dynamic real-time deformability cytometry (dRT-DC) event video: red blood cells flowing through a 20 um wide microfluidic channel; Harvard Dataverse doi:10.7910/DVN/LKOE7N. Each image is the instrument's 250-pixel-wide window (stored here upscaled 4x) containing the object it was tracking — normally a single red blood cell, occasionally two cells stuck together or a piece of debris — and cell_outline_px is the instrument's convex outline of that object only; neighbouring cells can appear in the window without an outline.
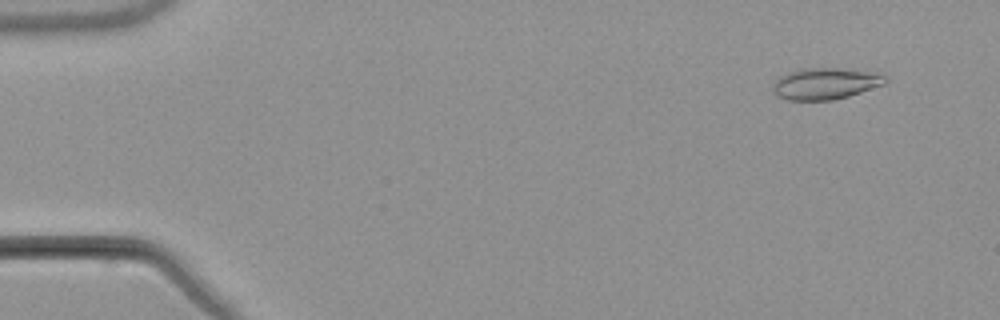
{"species": "common noctule bat (a hibernating species)", "species_latin": "Nyctalus noctula", "temperature_condition": "warm", "stored_images_in_passage": 6, "camera_frame_rate_fps": 3000, "um_per_image_px": 0.085, "animal": {"sex": "male", "body_mass_g": 21.5, "forearm_length_mm": 52.0}, "frame": {"image": 1, "passage_image": 2, "time_ms": 1.333, "image_size_px": [1000, 320], "cell_outline_px": [[888, 80], [884, 84], [848, 96], [832, 100], [788, 100], [776, 96], [772, 92], [772, 88], [776, 80], [780, 76], [788, 72], [804, 68], [836, 68], [880, 72]], "centroid_in_image_um": [70.14, 7.1], "position_along_channel_um": 14.9, "area_um2": 20.69}}
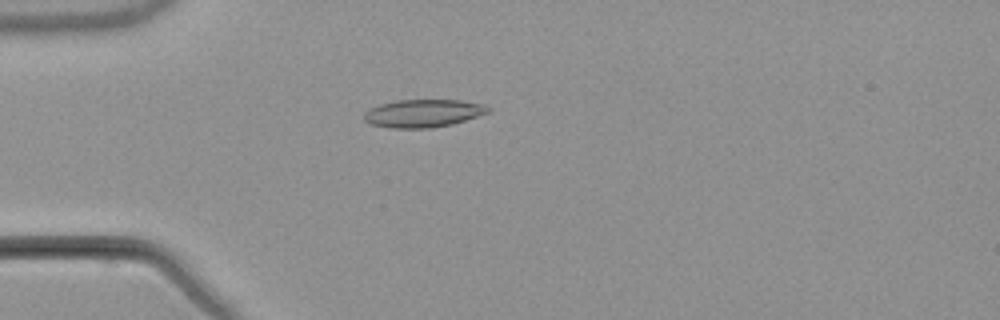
{"frame": {"image": 2, "passage_image": 5, "time_ms": 5.0, "image_size_px": [1000, 320], "cell_outline_px": [[492, 108], [488, 112], [452, 124], [432, 128], [388, 128], [368, 124], [364, 120], [364, 112], [380, 104], [396, 100], [460, 100], [484, 104]], "centroid_in_image_um": [35.94, 9.63], "position_along_channel_um": 49.1, "area_um2": 20.17}}